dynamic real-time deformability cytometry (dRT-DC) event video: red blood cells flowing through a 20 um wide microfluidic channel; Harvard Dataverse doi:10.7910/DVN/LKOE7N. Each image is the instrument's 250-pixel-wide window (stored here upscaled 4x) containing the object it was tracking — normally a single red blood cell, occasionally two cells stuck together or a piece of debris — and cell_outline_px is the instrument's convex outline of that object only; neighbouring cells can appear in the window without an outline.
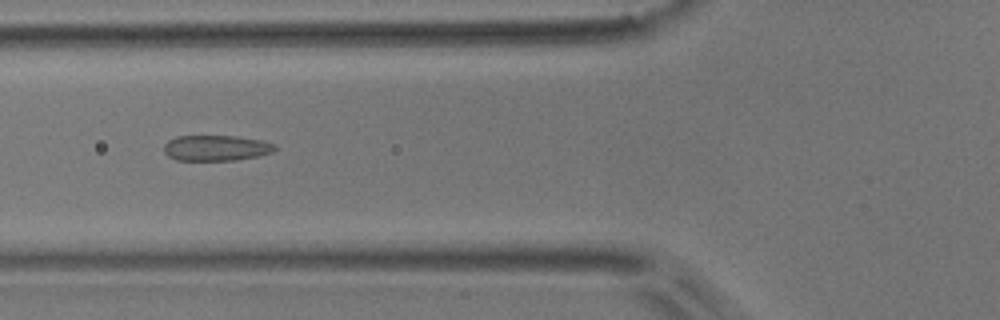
{"species": "common noctule bat (a hibernating species)", "species_latin": "Nyctalus noctula", "temperature_condition": "room temperature", "stored_images_in_passage": 8, "camera_frame_rate_fps": 3000, "um_per_image_px": 0.085, "animal": {"sex": "male", "body_mass_g": 17.9}, "frame": {"image": 1, "passage_image": 6, "time_ms": 1.667, "image_size_px": [1000, 320], "cell_outline_px": [[276, 148], [272, 152], [260, 156], [236, 160], [176, 160], [168, 156], [164, 152], [164, 144], [168, 140], [176, 136], [236, 136], [260, 140], [276, 144]], "centroid_in_image_um": [18.36, 12.58], "position_along_channel_um": 107.4, "area_um2": 16.65}}
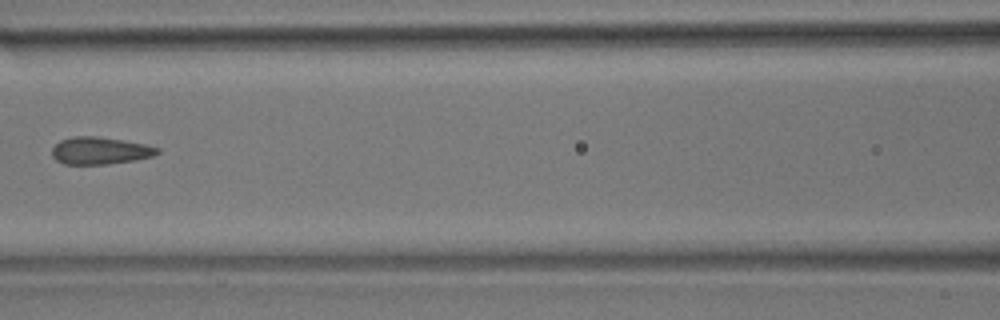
{"frame": {"image": 2, "passage_image": 7, "time_ms": 2.0, "image_size_px": [1000, 320], "cell_outline_px": [[160, 152], [152, 156], [136, 160], [108, 164], [64, 164], [56, 160], [52, 156], [52, 148], [60, 140], [76, 136], [96, 136], [124, 140], [144, 144], [160, 148]], "centroid_in_image_um": [8.51, 12.81], "position_along_channel_um": 158.1, "area_um2": 16.76}}
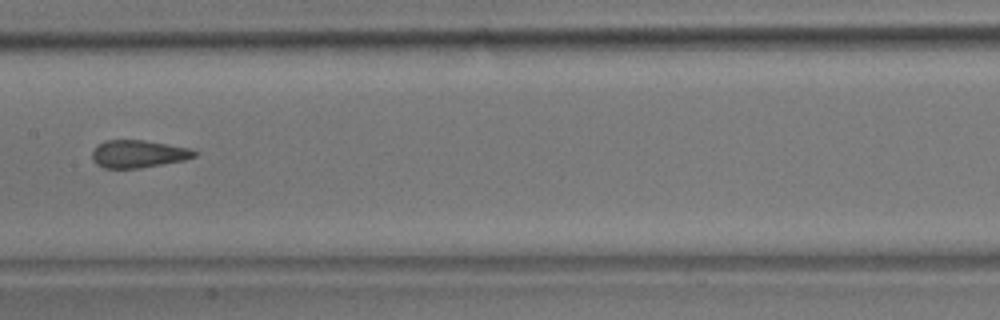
{"frame": {"image": 3, "passage_image": 8, "time_ms": 2.333, "image_size_px": [1000, 320], "cell_outline_px": [[200, 152], [196, 156], [184, 160], [140, 168], [104, 168], [96, 164], [92, 160], [92, 152], [96, 144], [104, 140], [144, 140], [188, 148]], "centroid_in_image_um": [11.72, 13.08], "position_along_channel_um": 195.7, "area_um2": 16.53}}